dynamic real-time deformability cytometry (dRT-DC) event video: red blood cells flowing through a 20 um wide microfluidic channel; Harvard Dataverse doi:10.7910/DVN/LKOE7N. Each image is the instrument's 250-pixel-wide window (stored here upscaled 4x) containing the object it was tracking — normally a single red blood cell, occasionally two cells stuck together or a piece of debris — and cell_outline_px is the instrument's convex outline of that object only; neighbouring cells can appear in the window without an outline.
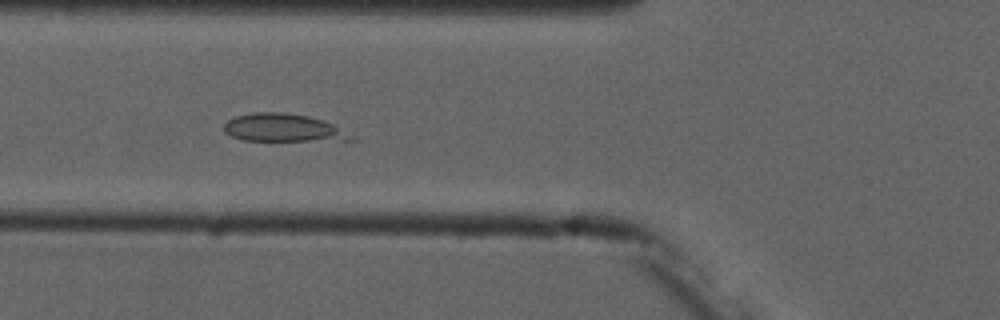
{"species": "common noctule bat (a hibernating species)", "species_latin": "Nyctalus noctula", "temperature_condition": "cold", "stored_images_in_passage": 9, "camera_frame_rate_fps": 3000, "um_per_image_px": 0.085, "animal": {"sex": "male", "forearm_length_mm": 52.5}, "frame": {"image": 1, "passage_image": 6, "time_ms": 6.333, "image_size_px": [1000, 320], "cell_outline_px": [[356, 140], [244, 140], [232, 136], [224, 132], [224, 124], [228, 120], [236, 116], [252, 112], [280, 112], [308, 116], [324, 120], [356, 136]], "centroid_in_image_um": [24.09, 10.86], "position_along_channel_um": 101.7, "area_um2": 20.52}}
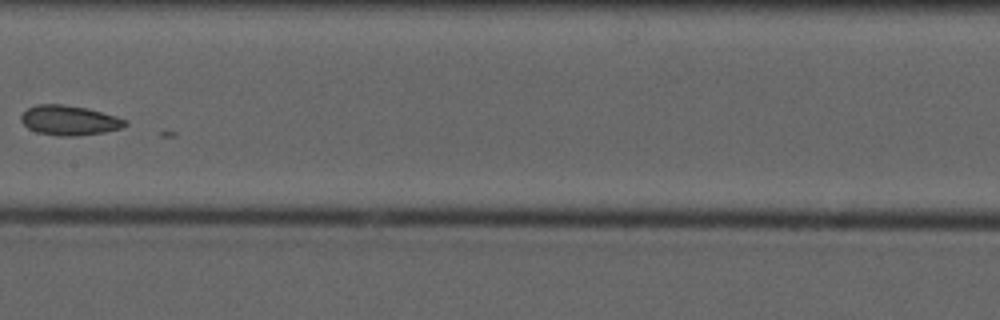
{"frame": {"image": 2, "passage_image": 8, "time_ms": 9.0, "image_size_px": [1000, 320], "cell_outline_px": [[128, 124], [120, 128], [104, 132], [76, 136], [56, 136], [36, 132], [28, 128], [20, 120], [20, 116], [28, 108], [36, 104], [64, 104], [84, 108], [116, 116], [128, 120]], "centroid_in_image_um": [5.87, 10.23], "position_along_channel_um": 201.5, "area_um2": 18.03}}
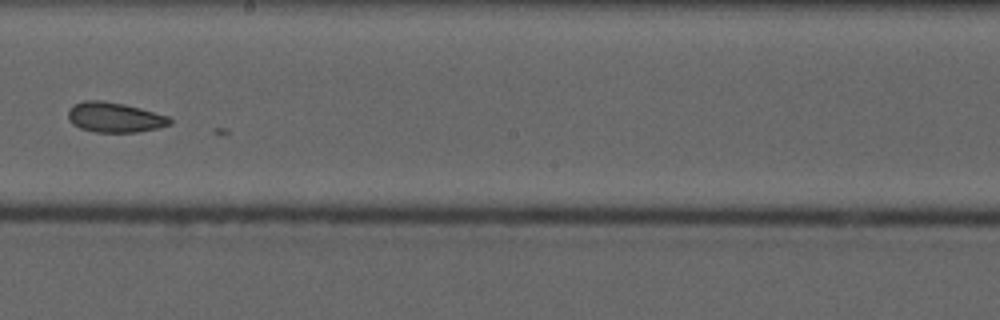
{"frame": {"image": 3, "passage_image": 9, "time_ms": 10.0, "image_size_px": [1000, 320], "cell_outline_px": [[172, 124], [160, 128], [136, 132], [96, 132], [80, 128], [72, 124], [68, 120], [68, 108], [72, 104], [84, 100], [100, 100], [124, 104], [140, 108], [168, 116], [172, 120]], "centroid_in_image_um": [9.72, 9.97], "position_along_channel_um": 238.5, "area_um2": 17.98}}